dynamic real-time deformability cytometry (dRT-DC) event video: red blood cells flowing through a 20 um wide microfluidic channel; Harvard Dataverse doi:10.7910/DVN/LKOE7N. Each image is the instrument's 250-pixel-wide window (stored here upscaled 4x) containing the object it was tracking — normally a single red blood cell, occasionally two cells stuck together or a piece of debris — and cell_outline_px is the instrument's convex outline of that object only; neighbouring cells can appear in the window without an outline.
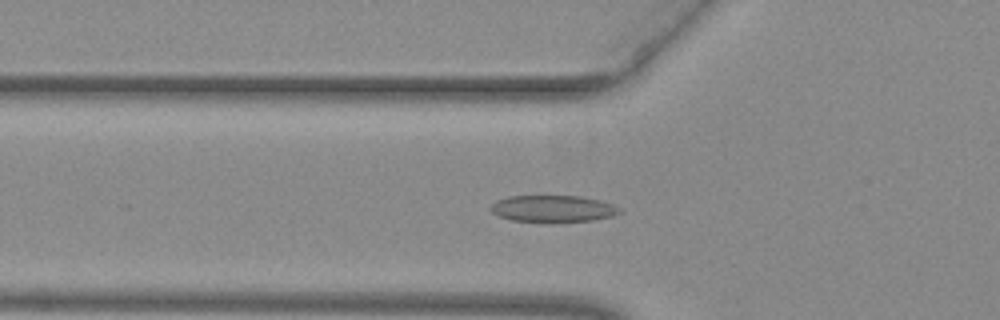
{"species": "common noctule bat (a hibernating species)", "species_latin": "Nyctalus noctula", "temperature_condition": "warm", "stored_images_in_passage": 54, "camera_frame_rate_fps": 3000, "um_per_image_px": 0.085, "animal": {"sex": "female", "body_mass_g": 29.2, "forearm_length_mm": 56.3}, "frame": {"image": 1, "passage_image": 20, "time_ms": 6.333, "image_size_px": [1000, 320], "cell_outline_px": [[624, 212], [612, 216], [592, 220], [512, 220], [500, 216], [492, 212], [488, 208], [496, 200], [508, 196], [580, 196], [600, 200], [612, 204], [620, 208]], "centroid_in_image_um": [47.01, 17.7], "position_along_channel_um": 78.8, "area_um2": 19.54}}
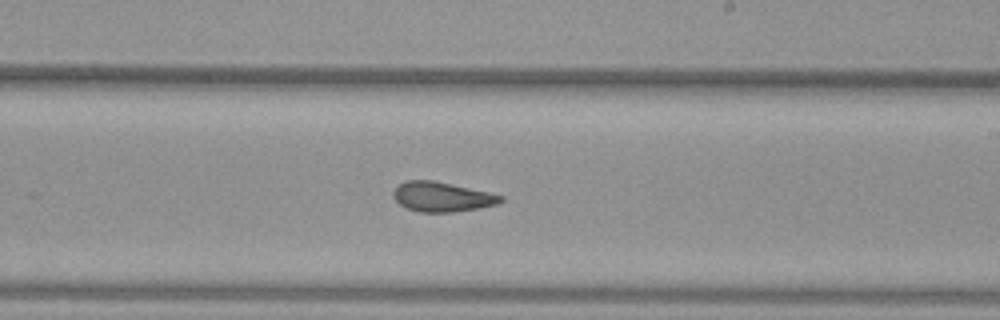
{"frame": {"image": 2, "passage_image": 33, "time_ms": 10.667, "image_size_px": [1000, 320], "cell_outline_px": [[504, 200], [496, 204], [480, 208], [452, 212], [420, 212], [408, 208], [400, 204], [392, 196], [392, 192], [404, 180], [432, 180], [488, 192], [504, 196]], "centroid_in_image_um": [37.56, 16.73], "position_along_channel_um": 251.4, "area_um2": 18.44}}
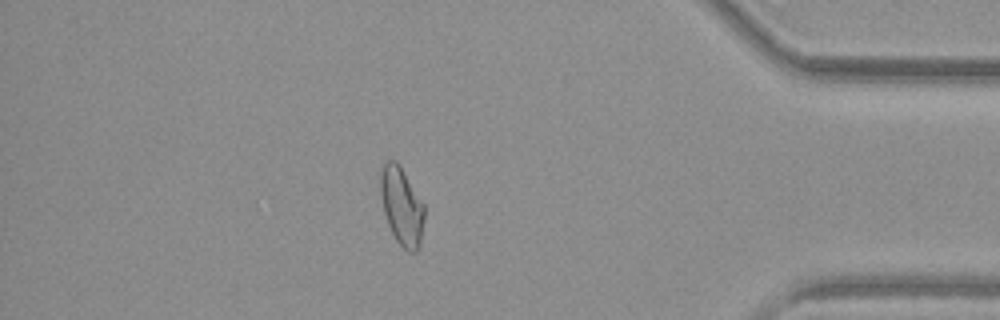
{"frame": {"image": 3, "passage_image": 47, "time_ms": 15.333, "image_size_px": [1000, 320], "cell_outline_px": [[424, 216], [420, 244], [416, 252], [408, 252], [396, 240], [388, 224], [384, 212], [380, 196], [380, 172], [384, 164], [388, 160], [396, 160], [400, 164], [424, 204]], "centroid_in_image_um": [34.14, 17.5], "position_along_channel_um": 401.1, "area_um2": 19.94}, "authors_computed_cell_mechanics": {"area_um2": 20.0566, "velocity_mm_per_s": 3.9689, "shape_relaxation_time_tau1_ms": null, "shape_relaxation_time_tau2_ms": 2.0644, "deformation_change_tau1": null, "deformation_change_tau2": 0.0913}}